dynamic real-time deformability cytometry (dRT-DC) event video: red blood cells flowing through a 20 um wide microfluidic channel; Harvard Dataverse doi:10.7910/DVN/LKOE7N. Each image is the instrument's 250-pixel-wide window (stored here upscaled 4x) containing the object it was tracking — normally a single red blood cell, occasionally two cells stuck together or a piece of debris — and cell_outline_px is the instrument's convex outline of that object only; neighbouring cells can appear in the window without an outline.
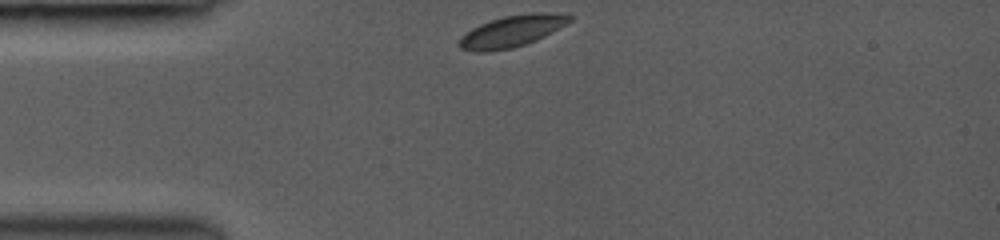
{"species": "common noctule bat (a hibernating species)", "species_latin": "Nyctalus noctula", "temperature_condition": "room temperature", "stored_images_in_passage": 5, "camera_frame_rate_fps": 3000, "um_per_image_px": 0.085, "animal": {"sex": "female", "body_mass_g": 19.0, "forearm_length_mm": 53.3}, "frame": {"image": 1, "passage_image": 1, "time_ms": 0.0, "image_size_px": [1000, 240], "cell_outline_px": [[572, 20], [544, 36], [536, 40], [512, 48], [484, 52], [476, 52], [460, 48], [456, 44], [460, 36], [472, 28], [480, 24], [504, 16], [532, 12], [544, 12], [572, 16]], "centroid_in_image_um": [43.44, 2.66], "position_along_channel_um": 41.6, "area_um2": 20.11}}